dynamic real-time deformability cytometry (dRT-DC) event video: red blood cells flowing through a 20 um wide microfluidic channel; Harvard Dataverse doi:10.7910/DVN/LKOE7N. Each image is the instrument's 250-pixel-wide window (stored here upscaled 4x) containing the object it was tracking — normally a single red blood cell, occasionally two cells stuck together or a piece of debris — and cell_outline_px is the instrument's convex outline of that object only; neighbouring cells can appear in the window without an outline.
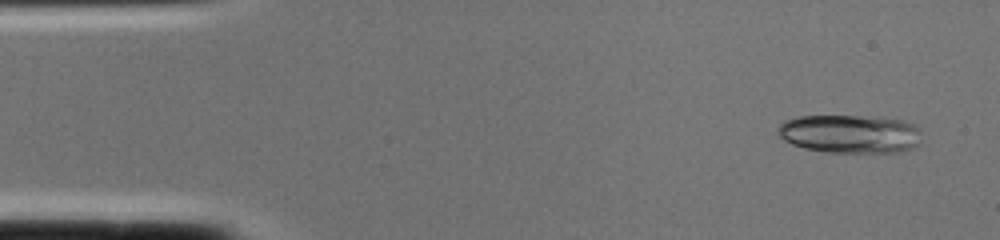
{"species": "common noctule bat (a hibernating species)", "species_latin": "Nyctalus noctula", "temperature_condition": "cold", "stored_images_in_passage": 2, "camera_frame_rate_fps": 3000, "um_per_image_px": 0.085, "animal": {"sex": "female", "body_mass_g": 22.0, "forearm_length_mm": 56.7}, "frame": {"image": 1, "passage_image": 1, "time_ms": 0.0, "image_size_px": [1000, 240], "cell_outline_px": [[920, 128], [916, 148], [896, 152], [824, 152], [804, 148], [792, 144], [784, 140], [776, 132], [780, 124], [784, 120], [796, 116], [880, 116], [904, 120]], "centroid_in_image_um": [72.23, 11.36], "position_along_channel_um": 12.8, "area_um2": 32.48}}